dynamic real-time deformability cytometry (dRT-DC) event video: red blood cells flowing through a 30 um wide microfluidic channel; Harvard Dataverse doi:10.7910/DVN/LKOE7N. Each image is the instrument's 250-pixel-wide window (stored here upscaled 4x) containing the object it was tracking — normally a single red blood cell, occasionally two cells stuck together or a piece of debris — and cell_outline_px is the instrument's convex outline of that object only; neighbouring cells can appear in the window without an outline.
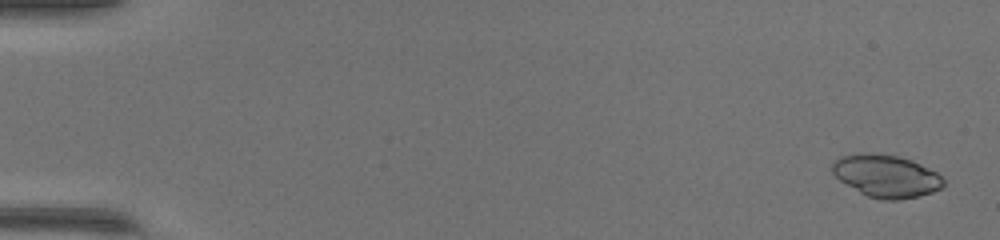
{"species": "common noctule bat (a hibernating species)", "species_latin": "Nyctalus noctula", "temperature_condition": "warm", "stored_images_in_passage": 50, "camera_frame_rate_fps": 3000, "um_per_image_px": 0.085, "animal": {"sex": "female", "body_mass_g": 17.0, "forearm_length_mm": 48.0}, "frame": {"image": 1, "passage_image": 2, "time_ms": 0.333, "image_size_px": [1000, 240], "cell_outline_px": [[944, 188], [920, 196], [900, 200], [884, 200], [868, 196], [860, 192], [840, 180], [828, 168], [840, 156], [860, 152], [864, 152], [896, 156], [912, 160], [936, 172], [944, 180]], "centroid_in_image_um": [75.32, 14.96], "position_along_channel_um": 9.7, "area_um2": 27.57}}